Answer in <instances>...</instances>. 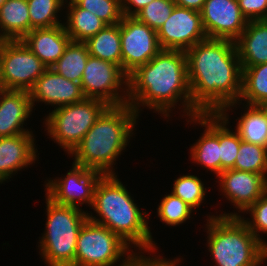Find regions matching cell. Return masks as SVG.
Here are the masks:
<instances>
[{
  "label": "cell",
  "mask_w": 267,
  "mask_h": 266,
  "mask_svg": "<svg viewBox=\"0 0 267 266\" xmlns=\"http://www.w3.org/2000/svg\"><path fill=\"white\" fill-rule=\"evenodd\" d=\"M143 252L132 253L129 254L127 260H122V264L120 263L119 266H177L179 265L180 258H176V260H168L165 258H161V256H143ZM137 254V255H136ZM141 254V255H140ZM149 257V258H148Z\"/></svg>",
  "instance_id": "36"
},
{
  "label": "cell",
  "mask_w": 267,
  "mask_h": 266,
  "mask_svg": "<svg viewBox=\"0 0 267 266\" xmlns=\"http://www.w3.org/2000/svg\"><path fill=\"white\" fill-rule=\"evenodd\" d=\"M221 192L238 212H245L267 191V177L263 174L224 170L218 176Z\"/></svg>",
  "instance_id": "15"
},
{
  "label": "cell",
  "mask_w": 267,
  "mask_h": 266,
  "mask_svg": "<svg viewBox=\"0 0 267 266\" xmlns=\"http://www.w3.org/2000/svg\"><path fill=\"white\" fill-rule=\"evenodd\" d=\"M175 6L174 0H154L143 7L134 17L157 31L169 18Z\"/></svg>",
  "instance_id": "34"
},
{
  "label": "cell",
  "mask_w": 267,
  "mask_h": 266,
  "mask_svg": "<svg viewBox=\"0 0 267 266\" xmlns=\"http://www.w3.org/2000/svg\"><path fill=\"white\" fill-rule=\"evenodd\" d=\"M251 215V220L241 217L248 226V229L254 233L256 238L266 247L267 243L260 238V232L267 234V191L247 210L246 213Z\"/></svg>",
  "instance_id": "35"
},
{
  "label": "cell",
  "mask_w": 267,
  "mask_h": 266,
  "mask_svg": "<svg viewBox=\"0 0 267 266\" xmlns=\"http://www.w3.org/2000/svg\"><path fill=\"white\" fill-rule=\"evenodd\" d=\"M120 23L121 69L129 76L138 67L145 65L162 48L157 31L139 22L135 17L123 16Z\"/></svg>",
  "instance_id": "11"
},
{
  "label": "cell",
  "mask_w": 267,
  "mask_h": 266,
  "mask_svg": "<svg viewBox=\"0 0 267 266\" xmlns=\"http://www.w3.org/2000/svg\"><path fill=\"white\" fill-rule=\"evenodd\" d=\"M65 2L68 13L63 25L72 41L84 43L107 25L91 11L80 8L73 0Z\"/></svg>",
  "instance_id": "23"
},
{
  "label": "cell",
  "mask_w": 267,
  "mask_h": 266,
  "mask_svg": "<svg viewBox=\"0 0 267 266\" xmlns=\"http://www.w3.org/2000/svg\"><path fill=\"white\" fill-rule=\"evenodd\" d=\"M30 93L26 90H0V137L32 132L23 127L32 114Z\"/></svg>",
  "instance_id": "19"
},
{
  "label": "cell",
  "mask_w": 267,
  "mask_h": 266,
  "mask_svg": "<svg viewBox=\"0 0 267 266\" xmlns=\"http://www.w3.org/2000/svg\"><path fill=\"white\" fill-rule=\"evenodd\" d=\"M107 107L102 100L85 98L54 108L45 119V130L70 155Z\"/></svg>",
  "instance_id": "7"
},
{
  "label": "cell",
  "mask_w": 267,
  "mask_h": 266,
  "mask_svg": "<svg viewBox=\"0 0 267 266\" xmlns=\"http://www.w3.org/2000/svg\"><path fill=\"white\" fill-rule=\"evenodd\" d=\"M29 93L33 108L35 101L51 106L56 105L55 108H57L80 102L86 98L80 83L66 79L52 68L44 71L35 81Z\"/></svg>",
  "instance_id": "16"
},
{
  "label": "cell",
  "mask_w": 267,
  "mask_h": 266,
  "mask_svg": "<svg viewBox=\"0 0 267 266\" xmlns=\"http://www.w3.org/2000/svg\"><path fill=\"white\" fill-rule=\"evenodd\" d=\"M27 0H6L0 7V37L21 40L30 32ZM2 32V33H1Z\"/></svg>",
  "instance_id": "22"
},
{
  "label": "cell",
  "mask_w": 267,
  "mask_h": 266,
  "mask_svg": "<svg viewBox=\"0 0 267 266\" xmlns=\"http://www.w3.org/2000/svg\"><path fill=\"white\" fill-rule=\"evenodd\" d=\"M138 116L129 104L108 106L71 153L73 163L103 175H116L113 164L126 149Z\"/></svg>",
  "instance_id": "4"
},
{
  "label": "cell",
  "mask_w": 267,
  "mask_h": 266,
  "mask_svg": "<svg viewBox=\"0 0 267 266\" xmlns=\"http://www.w3.org/2000/svg\"><path fill=\"white\" fill-rule=\"evenodd\" d=\"M3 39L0 37V47H1V45H2V43H3Z\"/></svg>",
  "instance_id": "42"
},
{
  "label": "cell",
  "mask_w": 267,
  "mask_h": 266,
  "mask_svg": "<svg viewBox=\"0 0 267 266\" xmlns=\"http://www.w3.org/2000/svg\"><path fill=\"white\" fill-rule=\"evenodd\" d=\"M6 0H0V7L2 6V4L5 2Z\"/></svg>",
  "instance_id": "41"
},
{
  "label": "cell",
  "mask_w": 267,
  "mask_h": 266,
  "mask_svg": "<svg viewBox=\"0 0 267 266\" xmlns=\"http://www.w3.org/2000/svg\"><path fill=\"white\" fill-rule=\"evenodd\" d=\"M234 42L242 68L267 63V20L248 21Z\"/></svg>",
  "instance_id": "21"
},
{
  "label": "cell",
  "mask_w": 267,
  "mask_h": 266,
  "mask_svg": "<svg viewBox=\"0 0 267 266\" xmlns=\"http://www.w3.org/2000/svg\"><path fill=\"white\" fill-rule=\"evenodd\" d=\"M267 99V63L242 68V89L238 102L225 106L219 113H227L228 109L245 100L247 105H258ZM241 101V102H240Z\"/></svg>",
  "instance_id": "24"
},
{
  "label": "cell",
  "mask_w": 267,
  "mask_h": 266,
  "mask_svg": "<svg viewBox=\"0 0 267 266\" xmlns=\"http://www.w3.org/2000/svg\"><path fill=\"white\" fill-rule=\"evenodd\" d=\"M192 212L193 209L186 202L172 193L165 195L157 208L158 218L169 226L186 222Z\"/></svg>",
  "instance_id": "32"
},
{
  "label": "cell",
  "mask_w": 267,
  "mask_h": 266,
  "mask_svg": "<svg viewBox=\"0 0 267 266\" xmlns=\"http://www.w3.org/2000/svg\"><path fill=\"white\" fill-rule=\"evenodd\" d=\"M80 8L91 11L107 25L119 23L123 18L121 0H73Z\"/></svg>",
  "instance_id": "33"
},
{
  "label": "cell",
  "mask_w": 267,
  "mask_h": 266,
  "mask_svg": "<svg viewBox=\"0 0 267 266\" xmlns=\"http://www.w3.org/2000/svg\"><path fill=\"white\" fill-rule=\"evenodd\" d=\"M176 6L192 9L200 12L205 0H174Z\"/></svg>",
  "instance_id": "39"
},
{
  "label": "cell",
  "mask_w": 267,
  "mask_h": 266,
  "mask_svg": "<svg viewBox=\"0 0 267 266\" xmlns=\"http://www.w3.org/2000/svg\"><path fill=\"white\" fill-rule=\"evenodd\" d=\"M228 116V113H219L220 173L234 167L242 141L236 131L227 128Z\"/></svg>",
  "instance_id": "30"
},
{
  "label": "cell",
  "mask_w": 267,
  "mask_h": 266,
  "mask_svg": "<svg viewBox=\"0 0 267 266\" xmlns=\"http://www.w3.org/2000/svg\"><path fill=\"white\" fill-rule=\"evenodd\" d=\"M157 36L162 50L187 51L207 39L200 12L179 6L157 30Z\"/></svg>",
  "instance_id": "13"
},
{
  "label": "cell",
  "mask_w": 267,
  "mask_h": 266,
  "mask_svg": "<svg viewBox=\"0 0 267 266\" xmlns=\"http://www.w3.org/2000/svg\"><path fill=\"white\" fill-rule=\"evenodd\" d=\"M46 226L39 242L48 266H74L76 242L88 213L81 208L54 203L46 196Z\"/></svg>",
  "instance_id": "6"
},
{
  "label": "cell",
  "mask_w": 267,
  "mask_h": 266,
  "mask_svg": "<svg viewBox=\"0 0 267 266\" xmlns=\"http://www.w3.org/2000/svg\"><path fill=\"white\" fill-rule=\"evenodd\" d=\"M173 195L181 198L193 210L205 200L206 188L201 179L195 175L187 174L180 176L174 181Z\"/></svg>",
  "instance_id": "31"
},
{
  "label": "cell",
  "mask_w": 267,
  "mask_h": 266,
  "mask_svg": "<svg viewBox=\"0 0 267 266\" xmlns=\"http://www.w3.org/2000/svg\"><path fill=\"white\" fill-rule=\"evenodd\" d=\"M200 14L203 29L210 39L235 41L248 22L237 0H205Z\"/></svg>",
  "instance_id": "14"
},
{
  "label": "cell",
  "mask_w": 267,
  "mask_h": 266,
  "mask_svg": "<svg viewBox=\"0 0 267 266\" xmlns=\"http://www.w3.org/2000/svg\"><path fill=\"white\" fill-rule=\"evenodd\" d=\"M21 40L47 68H51L58 61L72 41L63 24L52 28L33 29Z\"/></svg>",
  "instance_id": "20"
},
{
  "label": "cell",
  "mask_w": 267,
  "mask_h": 266,
  "mask_svg": "<svg viewBox=\"0 0 267 266\" xmlns=\"http://www.w3.org/2000/svg\"><path fill=\"white\" fill-rule=\"evenodd\" d=\"M129 249L110 229L87 219L76 242L74 266H113L121 257L127 260Z\"/></svg>",
  "instance_id": "8"
},
{
  "label": "cell",
  "mask_w": 267,
  "mask_h": 266,
  "mask_svg": "<svg viewBox=\"0 0 267 266\" xmlns=\"http://www.w3.org/2000/svg\"><path fill=\"white\" fill-rule=\"evenodd\" d=\"M243 106L247 110L236 119L235 131L241 140L267 148V117L258 105Z\"/></svg>",
  "instance_id": "26"
},
{
  "label": "cell",
  "mask_w": 267,
  "mask_h": 266,
  "mask_svg": "<svg viewBox=\"0 0 267 266\" xmlns=\"http://www.w3.org/2000/svg\"><path fill=\"white\" fill-rule=\"evenodd\" d=\"M190 120L206 128L190 148L191 159L217 177L220 174L219 113H200Z\"/></svg>",
  "instance_id": "17"
},
{
  "label": "cell",
  "mask_w": 267,
  "mask_h": 266,
  "mask_svg": "<svg viewBox=\"0 0 267 266\" xmlns=\"http://www.w3.org/2000/svg\"><path fill=\"white\" fill-rule=\"evenodd\" d=\"M247 21L267 20V0H237Z\"/></svg>",
  "instance_id": "37"
},
{
  "label": "cell",
  "mask_w": 267,
  "mask_h": 266,
  "mask_svg": "<svg viewBox=\"0 0 267 266\" xmlns=\"http://www.w3.org/2000/svg\"><path fill=\"white\" fill-rule=\"evenodd\" d=\"M258 106L263 111L265 116L267 117V99L262 101L260 104H258Z\"/></svg>",
  "instance_id": "40"
},
{
  "label": "cell",
  "mask_w": 267,
  "mask_h": 266,
  "mask_svg": "<svg viewBox=\"0 0 267 266\" xmlns=\"http://www.w3.org/2000/svg\"><path fill=\"white\" fill-rule=\"evenodd\" d=\"M185 54L192 117L219 113L228 104L239 101L242 66L234 41L207 38Z\"/></svg>",
  "instance_id": "1"
},
{
  "label": "cell",
  "mask_w": 267,
  "mask_h": 266,
  "mask_svg": "<svg viewBox=\"0 0 267 266\" xmlns=\"http://www.w3.org/2000/svg\"><path fill=\"white\" fill-rule=\"evenodd\" d=\"M232 169L267 177V148L242 140Z\"/></svg>",
  "instance_id": "29"
},
{
  "label": "cell",
  "mask_w": 267,
  "mask_h": 266,
  "mask_svg": "<svg viewBox=\"0 0 267 266\" xmlns=\"http://www.w3.org/2000/svg\"><path fill=\"white\" fill-rule=\"evenodd\" d=\"M89 56L85 43L71 41L51 68L66 79L80 83Z\"/></svg>",
  "instance_id": "27"
},
{
  "label": "cell",
  "mask_w": 267,
  "mask_h": 266,
  "mask_svg": "<svg viewBox=\"0 0 267 266\" xmlns=\"http://www.w3.org/2000/svg\"><path fill=\"white\" fill-rule=\"evenodd\" d=\"M129 193L117 175H103L96 184L91 207L99 218L88 213V219L107 227L129 246L153 253L157 248L146 220L149 214L141 212Z\"/></svg>",
  "instance_id": "3"
},
{
  "label": "cell",
  "mask_w": 267,
  "mask_h": 266,
  "mask_svg": "<svg viewBox=\"0 0 267 266\" xmlns=\"http://www.w3.org/2000/svg\"><path fill=\"white\" fill-rule=\"evenodd\" d=\"M33 132L11 137H0V183L10 180L24 167L35 163L37 148H35ZM15 172V173H14Z\"/></svg>",
  "instance_id": "18"
},
{
  "label": "cell",
  "mask_w": 267,
  "mask_h": 266,
  "mask_svg": "<svg viewBox=\"0 0 267 266\" xmlns=\"http://www.w3.org/2000/svg\"><path fill=\"white\" fill-rule=\"evenodd\" d=\"M66 0H27L29 7L30 31L33 29L52 28L64 23L58 20Z\"/></svg>",
  "instance_id": "28"
},
{
  "label": "cell",
  "mask_w": 267,
  "mask_h": 266,
  "mask_svg": "<svg viewBox=\"0 0 267 266\" xmlns=\"http://www.w3.org/2000/svg\"><path fill=\"white\" fill-rule=\"evenodd\" d=\"M84 43L90 56L114 63L121 68L120 23L106 25Z\"/></svg>",
  "instance_id": "25"
},
{
  "label": "cell",
  "mask_w": 267,
  "mask_h": 266,
  "mask_svg": "<svg viewBox=\"0 0 267 266\" xmlns=\"http://www.w3.org/2000/svg\"><path fill=\"white\" fill-rule=\"evenodd\" d=\"M47 67L22 40H4L0 47V87L29 91Z\"/></svg>",
  "instance_id": "9"
},
{
  "label": "cell",
  "mask_w": 267,
  "mask_h": 266,
  "mask_svg": "<svg viewBox=\"0 0 267 266\" xmlns=\"http://www.w3.org/2000/svg\"><path fill=\"white\" fill-rule=\"evenodd\" d=\"M238 214L207 216V247L216 266H260L267 259V247Z\"/></svg>",
  "instance_id": "5"
},
{
  "label": "cell",
  "mask_w": 267,
  "mask_h": 266,
  "mask_svg": "<svg viewBox=\"0 0 267 266\" xmlns=\"http://www.w3.org/2000/svg\"><path fill=\"white\" fill-rule=\"evenodd\" d=\"M152 1L154 0H121L123 16L134 17L143 7Z\"/></svg>",
  "instance_id": "38"
},
{
  "label": "cell",
  "mask_w": 267,
  "mask_h": 266,
  "mask_svg": "<svg viewBox=\"0 0 267 266\" xmlns=\"http://www.w3.org/2000/svg\"><path fill=\"white\" fill-rule=\"evenodd\" d=\"M80 84L86 98L102 100L108 106L128 104V76L114 63L89 56Z\"/></svg>",
  "instance_id": "10"
},
{
  "label": "cell",
  "mask_w": 267,
  "mask_h": 266,
  "mask_svg": "<svg viewBox=\"0 0 267 266\" xmlns=\"http://www.w3.org/2000/svg\"><path fill=\"white\" fill-rule=\"evenodd\" d=\"M102 176L97 170L73 163L65 178L47 180L45 195L58 205L80 208L79 205L87 203L86 205L92 207L94 190Z\"/></svg>",
  "instance_id": "12"
},
{
  "label": "cell",
  "mask_w": 267,
  "mask_h": 266,
  "mask_svg": "<svg viewBox=\"0 0 267 266\" xmlns=\"http://www.w3.org/2000/svg\"><path fill=\"white\" fill-rule=\"evenodd\" d=\"M179 101L183 113L192 118L185 51L161 50L128 76V104L138 115L139 108L146 106L170 117L169 112Z\"/></svg>",
  "instance_id": "2"
}]
</instances>
